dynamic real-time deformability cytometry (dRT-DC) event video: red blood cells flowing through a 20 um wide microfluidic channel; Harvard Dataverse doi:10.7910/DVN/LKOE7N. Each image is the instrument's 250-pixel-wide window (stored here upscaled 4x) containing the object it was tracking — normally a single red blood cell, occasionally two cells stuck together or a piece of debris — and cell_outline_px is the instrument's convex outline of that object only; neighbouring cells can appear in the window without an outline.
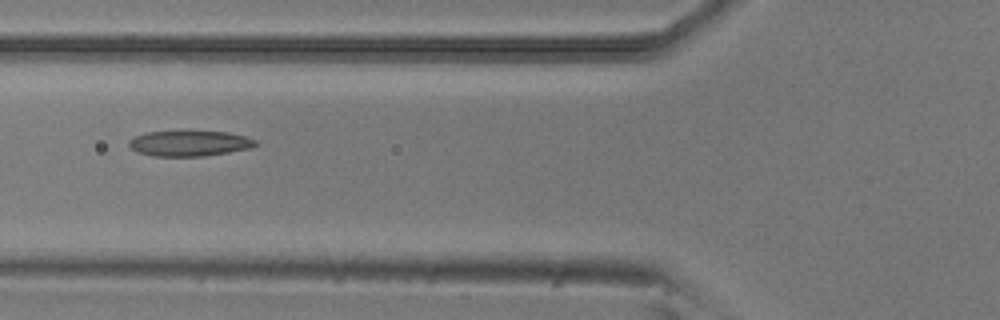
{"species": "common noctule bat (a hibernating species)", "species_latin": "Nyctalus noctula", "temperature_condition": "room temperature", "stored_images_in_passage": 3, "camera_frame_rate_fps": 3000, "um_per_image_px": 0.085, "animal": {"sex": "male", "body_mass_g": 20.5, "forearm_length_mm": 52.5}, "frame": {"image": 1, "passage_image": 3, "time_ms": 0.667, "image_size_px": [1000, 320], "cell_outline_px": [[260, 144], [252, 148], [204, 156], [152, 156], [136, 152], [128, 144], [128, 140], [132, 136], [148, 132], [228, 132], [248, 136], [256, 140]], "centroid_in_image_um": [16.12, 12.19], "position_along_channel_um": 109.7, "area_um2": 18.9}}